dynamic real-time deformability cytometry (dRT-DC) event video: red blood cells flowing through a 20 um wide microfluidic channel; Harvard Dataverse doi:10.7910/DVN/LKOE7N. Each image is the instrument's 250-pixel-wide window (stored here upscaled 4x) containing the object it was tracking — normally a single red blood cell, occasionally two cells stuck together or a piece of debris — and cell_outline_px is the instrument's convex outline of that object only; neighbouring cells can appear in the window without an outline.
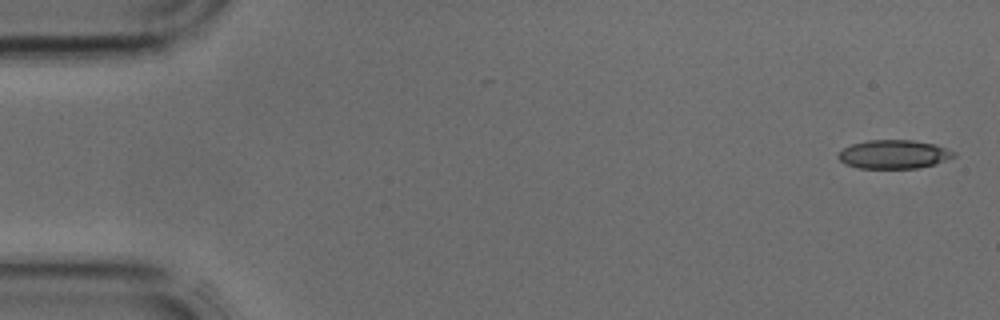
{"species": "common noctule bat (a hibernating species)", "species_latin": "Nyctalus noctula", "temperature_condition": "cold", "stored_images_in_passage": 8, "camera_frame_rate_fps": 3000, "um_per_image_px": 0.085, "animal": {"sex": "male", "body_mass_g": 17.9, "forearm_length_mm": 54.2}, "frame": {"image": 1, "passage_image": 1, "time_ms": 0.0, "image_size_px": [1000, 320], "cell_outline_px": [[956, 156], [936, 164], [916, 168], [860, 168], [844, 164], [836, 156], [844, 148], [852, 144], [868, 140], [912, 140], [936, 144], [956, 152]], "centroid_in_image_um": [75.99, 13.11], "position_along_channel_um": 9.0, "area_um2": 19.36}}